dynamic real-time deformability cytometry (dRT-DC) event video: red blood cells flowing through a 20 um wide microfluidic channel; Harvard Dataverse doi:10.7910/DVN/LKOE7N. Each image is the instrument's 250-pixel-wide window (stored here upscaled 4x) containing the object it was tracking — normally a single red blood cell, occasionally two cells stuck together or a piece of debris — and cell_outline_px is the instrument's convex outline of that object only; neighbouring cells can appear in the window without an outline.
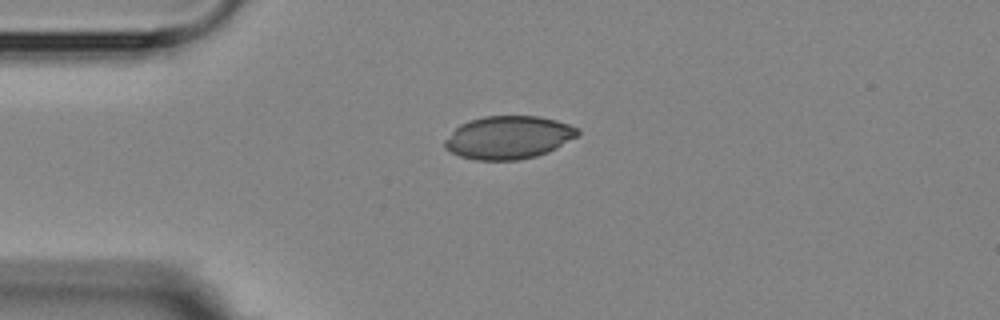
{"species": "Egyptian fruit bat (a non-hibernating species)", "species_latin": "Rousettus aegyptiacus", "temperature_condition": "room temperature", "stored_images_in_passage": 2, "camera_frame_rate_fps": 3000, "um_per_image_px": 0.085, "animal": {"sex": "female"}, "frame": {"image": 1, "passage_image": 1, "time_ms": 0.0, "image_size_px": [1000, 320], "cell_outline_px": [[580, 132], [576, 136], [556, 148], [548, 152], [536, 156], [520, 160], [476, 160], [460, 156], [444, 148], [444, 140], [460, 124], [468, 120], [484, 116], [536, 116], [556, 120], [580, 128]], "centroid_in_image_um": [43.21, 11.68], "position_along_channel_um": 41.8, "area_um2": 33.29}}